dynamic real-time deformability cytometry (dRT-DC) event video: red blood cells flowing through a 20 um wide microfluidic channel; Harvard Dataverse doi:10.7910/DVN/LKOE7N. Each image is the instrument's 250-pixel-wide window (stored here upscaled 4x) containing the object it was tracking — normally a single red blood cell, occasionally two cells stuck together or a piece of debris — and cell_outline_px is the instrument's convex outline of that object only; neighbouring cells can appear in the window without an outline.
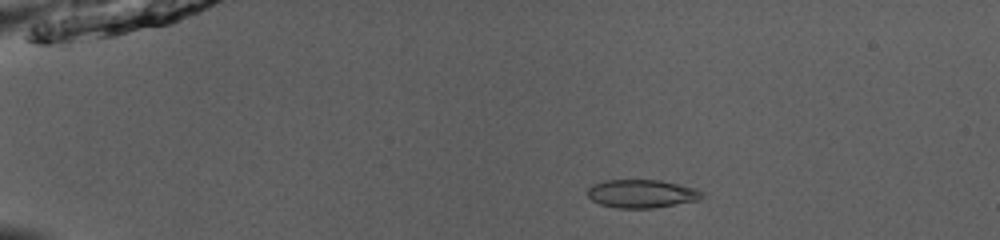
{"species": "common noctule bat (a hibernating species)", "species_latin": "Nyctalus noctula", "temperature_condition": "room temperature", "stored_images_in_passage": 53, "camera_frame_rate_fps": 3000, "um_per_image_px": 0.085, "animal": {"sex": "male", "body_mass_g": 13.0, "forearm_length_mm": 53.1}, "frame": {"image": 1, "passage_image": 12, "time_ms": 3.667, "image_size_px": [1000, 240], "cell_outline_px": [[704, 196], [700, 200], [652, 208], [616, 208], [600, 204], [592, 200], [588, 196], [588, 188], [592, 184], [604, 180], [660, 180], [696, 188], [704, 192]], "centroid_in_image_um": [54.56, 16.46], "position_along_channel_um": 30.4, "area_um2": 18.96}}
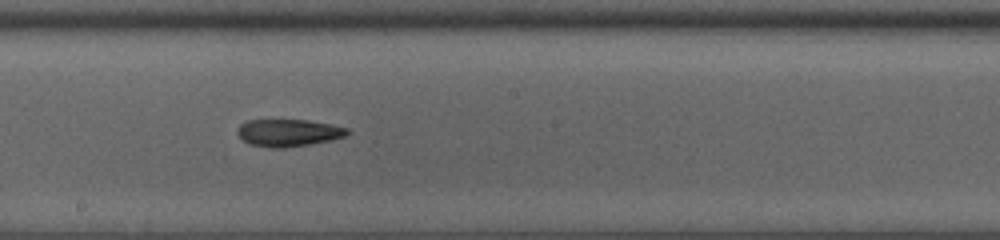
{"frame": {"image": 2, "passage_image": 32, "time_ms": 10.333, "image_size_px": [1000, 240], "cell_outline_px": [[352, 132], [344, 136], [332, 140], [284, 148], [268, 148], [248, 144], [236, 132], [240, 124], [248, 120], [308, 120], [332, 124], [348, 128]], "centroid_in_image_um": [24.53, 11.28], "position_along_channel_um": 223.7, "area_um2": 17.57}}
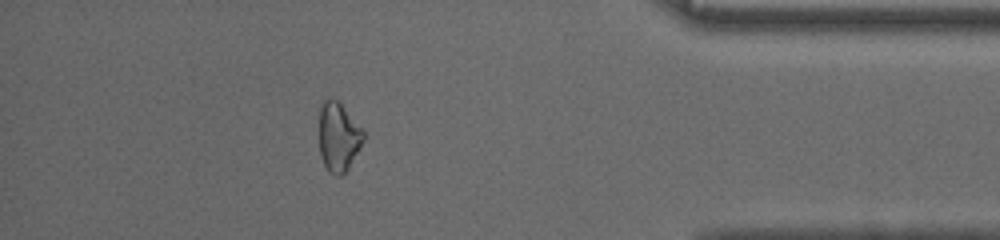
{"frame": {"image": 3, "passage_image": 48, "time_ms": 15.667, "image_size_px": [1000, 240], "cell_outline_px": [[364, 140], [348, 168], [340, 176], [336, 176], [328, 172], [320, 156], [320, 104], [324, 100], [336, 100], [340, 104], [364, 132]], "centroid_in_image_um": [28.75, 11.68], "position_along_channel_um": 406.5, "area_um2": 17.34}, "authors_computed_cell_mechanics": {"area_um2": 18.6116, "velocity_mm_per_s": 3.9623, "shape_relaxation_time_tau1_ms": null, "shape_relaxation_time_tau2_ms": 5.084, "deformation_change_tau1": null, "deformation_change_tau2": 0.141}}